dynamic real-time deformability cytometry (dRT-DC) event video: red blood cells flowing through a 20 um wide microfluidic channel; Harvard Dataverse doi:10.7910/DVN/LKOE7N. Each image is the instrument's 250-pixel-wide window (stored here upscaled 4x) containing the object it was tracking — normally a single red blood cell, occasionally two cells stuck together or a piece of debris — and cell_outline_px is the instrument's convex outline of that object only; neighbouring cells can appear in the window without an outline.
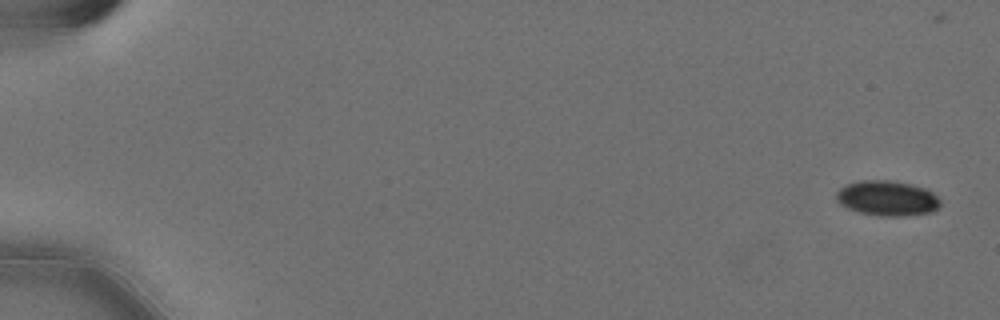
{"species": "Egyptian fruit bat (a non-hibernating species)", "species_latin": "Rousettus aegyptiacus", "temperature_condition": "cold", "stored_images_in_passage": 57, "camera_frame_rate_fps": 3000, "um_per_image_px": 0.085, "animal": {"sex": "female"}, "frame": {"image": 1, "passage_image": 1, "time_ms": 0.0, "image_size_px": [1000, 320], "cell_outline_px": [[940, 208], [932, 212], [904, 216], [880, 216], [860, 212], [848, 208], [840, 204], [836, 200], [836, 192], [840, 188], [848, 184], [860, 180], [888, 180], [912, 184], [924, 188], [932, 192], [940, 200]], "centroid_in_image_um": [75.42, 16.85], "position_along_channel_um": 9.6, "area_um2": 21.33}}
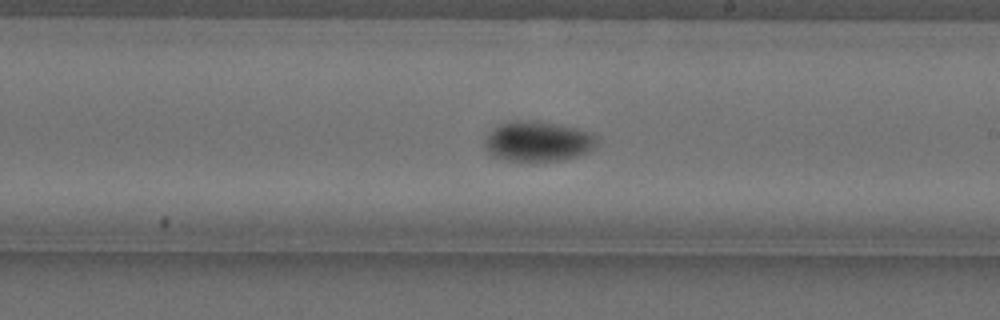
{"frame": {"image": 2, "passage_image": 34, "time_ms": 11.0, "image_size_px": [1000, 320], "cell_outline_px": [[596, 140], [592, 148], [588, 152], [564, 160], [504, 160], [492, 156], [488, 152], [484, 144], [484, 140], [488, 132], [500, 124], [508, 120], [540, 120], [576, 128], [588, 132]], "centroid_in_image_um": [45.64, 11.99], "position_along_channel_um": 243.4, "area_um2": 26.13}}
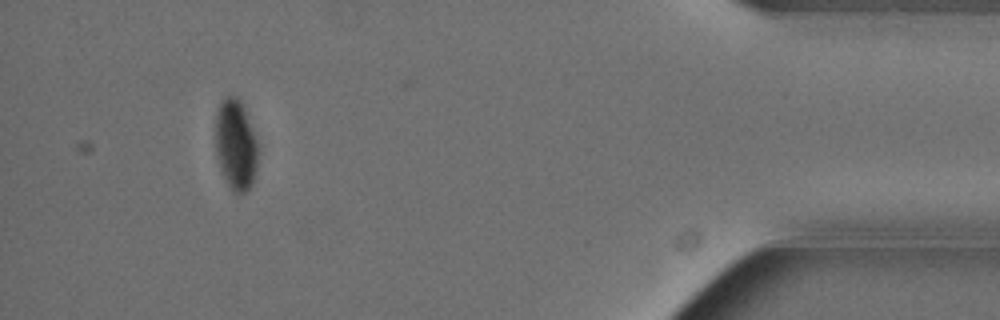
{"frame": {"image": 3, "passage_image": 53, "time_ms": 17.333, "image_size_px": [1000, 320], "cell_outline_px": [[260, 148], [256, 168], [252, 184], [240, 196], [232, 192], [220, 168], [216, 156], [216, 112], [224, 96], [236, 96], [240, 100], [244, 108]], "centroid_in_image_um": [20.05, 12.33], "position_along_channel_um": 415.1, "area_um2": 22.66}, "authors_computed_cell_mechanics": {"area_um2": 23.698, "velocity_mm_per_s": 3.5756, "shape_relaxation_time_tau1_ms": 7.9088, "shape_relaxation_time_tau2_ms": null, "deformation_change_tau1": 0.1444, "deformation_change_tau2": null}}